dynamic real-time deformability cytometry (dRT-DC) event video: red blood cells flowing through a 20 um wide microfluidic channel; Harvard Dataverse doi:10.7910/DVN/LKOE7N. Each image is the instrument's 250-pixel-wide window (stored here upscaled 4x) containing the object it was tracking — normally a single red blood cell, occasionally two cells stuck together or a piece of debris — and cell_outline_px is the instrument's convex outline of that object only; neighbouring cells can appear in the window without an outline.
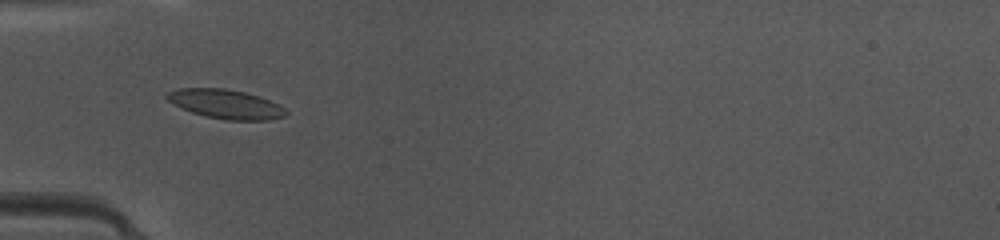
{"species": "common noctule bat (a hibernating species)", "species_latin": "Nyctalus noctula", "temperature_condition": "warm", "stored_images_in_passage": 48, "camera_frame_rate_fps": 3000, "um_per_image_px": 0.085, "animal": {"sex": "female", "body_mass_g": 10.0, "forearm_length_mm": 53.1}, "frame": {"image": 1, "passage_image": 16, "time_ms": 5.0, "image_size_px": [1000, 240], "cell_outline_px": [[288, 112], [284, 116], [268, 120], [228, 120], [208, 116], [192, 112], [168, 100], [164, 96], [168, 92], [180, 88], [224, 88], [244, 92], [260, 96], [280, 104]], "centroid_in_image_um": [19.23, 8.84], "position_along_channel_um": 65.8, "area_um2": 20.0}}
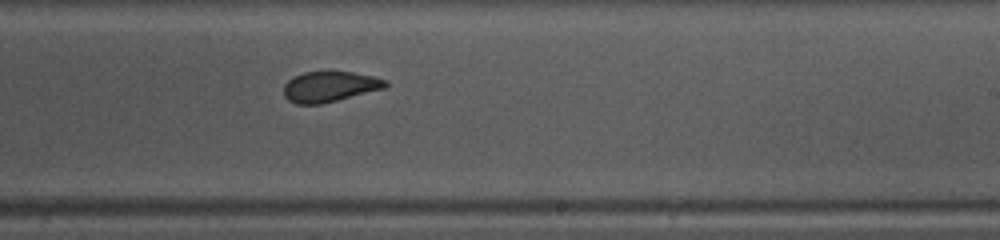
{"frame": {"image": 2, "passage_image": 30, "time_ms": 9.667, "image_size_px": [1000, 240], "cell_outline_px": [[388, 84], [384, 88], [320, 104], [296, 104], [288, 100], [284, 96], [284, 84], [292, 76], [304, 72], [328, 68], [352, 72], [372, 76], [388, 80]], "centroid_in_image_um": [27.98, 7.31], "position_along_channel_um": 261.0, "area_um2": 18.61}}
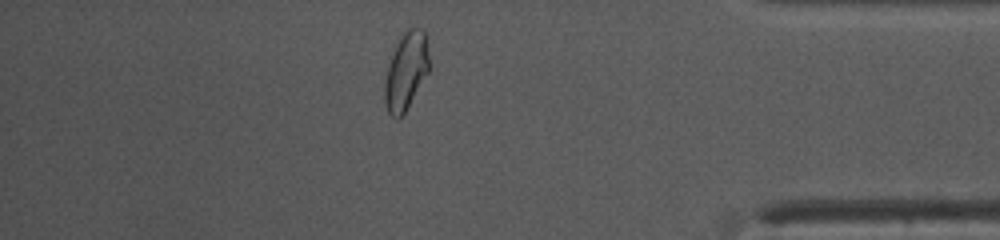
{"frame": {"image": 3, "passage_image": 42, "time_ms": 13.667, "image_size_px": [1000, 240], "cell_outline_px": [[428, 72], [404, 112], [396, 120], [388, 112], [384, 104], [384, 84], [388, 64], [396, 44], [400, 36], [408, 28], [420, 28], [428, 36]], "centroid_in_image_um": [34.5, 6.01], "position_along_channel_um": 400.7, "area_um2": 19.94}, "authors_computed_cell_mechanics": {"area_um2": 19.363, "velocity_mm_per_s": 4.1992, "shape_relaxation_time_tau1_ms": 3.7512, "shape_relaxation_time_tau2_ms": 1.2445, "deformation_change_tau1": 0.1404, "deformation_change_tau2": 0.0507}}